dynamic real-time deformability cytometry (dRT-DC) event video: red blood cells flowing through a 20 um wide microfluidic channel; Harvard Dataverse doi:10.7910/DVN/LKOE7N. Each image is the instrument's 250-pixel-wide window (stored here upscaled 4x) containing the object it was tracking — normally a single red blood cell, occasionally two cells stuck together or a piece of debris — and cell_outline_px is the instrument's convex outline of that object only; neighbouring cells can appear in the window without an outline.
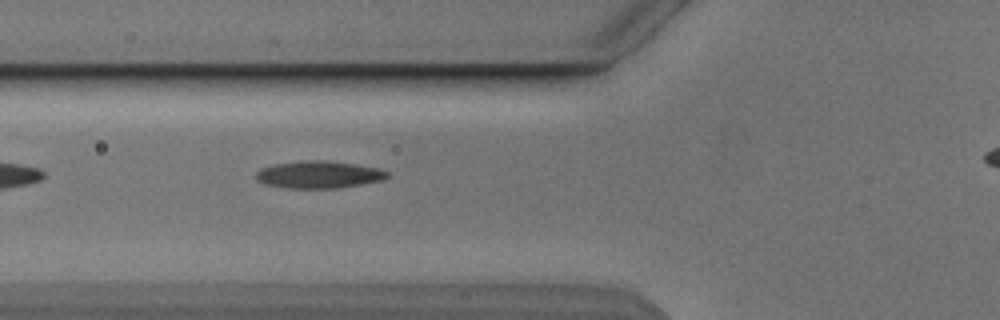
{"species": "Egyptian fruit bat (a non-hibernating species)", "species_latin": "Rousettus aegyptiacus", "temperature_condition": "cold", "stored_images_in_passage": 3, "segment_of_instrument_passage": [1, 2], "camera_frame_rate_fps": 3000, "um_per_image_px": 0.085, "animal": {"sex": "male"}, "frame": {"image": 1, "passage_image": 2, "time_ms": 1.0, "image_size_px": [1000, 320], "cell_outline_px": [[388, 176], [384, 180], [336, 188], [288, 188], [264, 184], [256, 180], [256, 172], [260, 168], [276, 164], [304, 160], [328, 160], [356, 164], [380, 168], [388, 172]], "centroid_in_image_um": [27.1, 14.83], "position_along_channel_um": 98.7, "area_um2": 20.92}}